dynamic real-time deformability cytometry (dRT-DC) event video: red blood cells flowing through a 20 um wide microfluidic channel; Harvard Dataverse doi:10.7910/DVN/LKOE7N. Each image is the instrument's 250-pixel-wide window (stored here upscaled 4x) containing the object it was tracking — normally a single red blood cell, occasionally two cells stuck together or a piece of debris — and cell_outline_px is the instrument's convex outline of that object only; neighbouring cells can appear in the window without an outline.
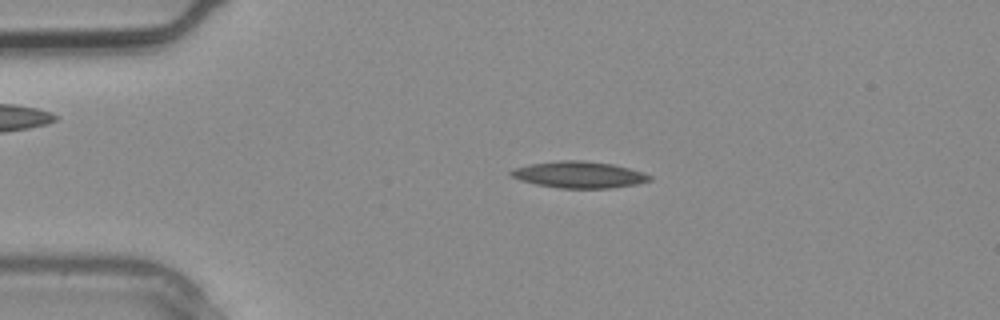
{"species": "common noctule bat (a hibernating species)", "species_latin": "Nyctalus noctula", "temperature_condition": "warm", "stored_images_in_passage": 2, "camera_frame_rate_fps": 3000, "um_per_image_px": 0.085, "animal": {"sex": "male", "body_mass_g": 20.4}, "frame": {"image": 1, "passage_image": 1, "time_ms": 0.0, "image_size_px": [1000, 320], "cell_outline_px": [[652, 180], [636, 184], [612, 188], [560, 188], [536, 184], [520, 180], [512, 176], [508, 172], [512, 168], [528, 164], [560, 160], [584, 160], [612, 164], [644, 172], [652, 176]], "centroid_in_image_um": [49.21, 14.84], "position_along_channel_um": 35.8, "area_um2": 21.56}}